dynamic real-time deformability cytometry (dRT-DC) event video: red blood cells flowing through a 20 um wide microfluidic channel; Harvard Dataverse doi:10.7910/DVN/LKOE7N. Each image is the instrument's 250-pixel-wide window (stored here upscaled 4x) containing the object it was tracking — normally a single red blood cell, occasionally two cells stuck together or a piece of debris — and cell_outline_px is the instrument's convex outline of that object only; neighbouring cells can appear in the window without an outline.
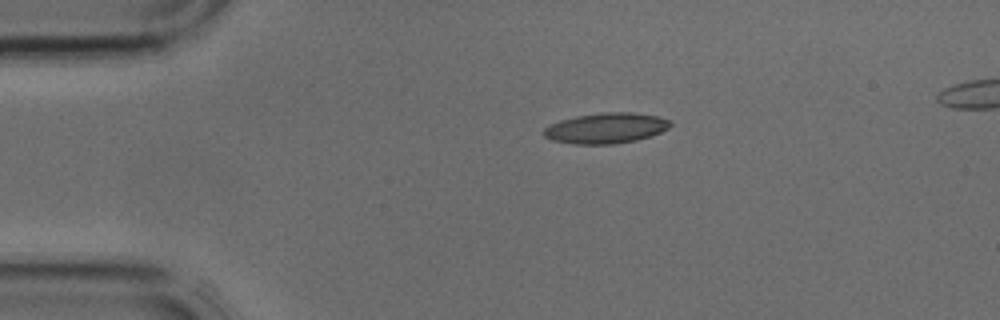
{"species": "common noctule bat (a hibernating species)", "species_latin": "Nyctalus noctula", "temperature_condition": "cold", "stored_images_in_passage": 3, "camera_frame_rate_fps": 3000, "um_per_image_px": 0.085, "animal": {"sex": "male", "body_mass_g": 17.9, "forearm_length_mm": 54.2}, "frame": {"image": 1, "passage_image": 1, "time_ms": 0.0, "image_size_px": [1000, 320], "cell_outline_px": [[672, 124], [668, 128], [660, 132], [636, 140], [612, 144], [572, 144], [552, 140], [544, 136], [544, 128], [560, 120], [576, 116], [600, 112], [632, 112], [656, 116], [672, 120]], "centroid_in_image_um": [51.51, 10.88], "position_along_channel_um": 33.5, "area_um2": 22.43}}